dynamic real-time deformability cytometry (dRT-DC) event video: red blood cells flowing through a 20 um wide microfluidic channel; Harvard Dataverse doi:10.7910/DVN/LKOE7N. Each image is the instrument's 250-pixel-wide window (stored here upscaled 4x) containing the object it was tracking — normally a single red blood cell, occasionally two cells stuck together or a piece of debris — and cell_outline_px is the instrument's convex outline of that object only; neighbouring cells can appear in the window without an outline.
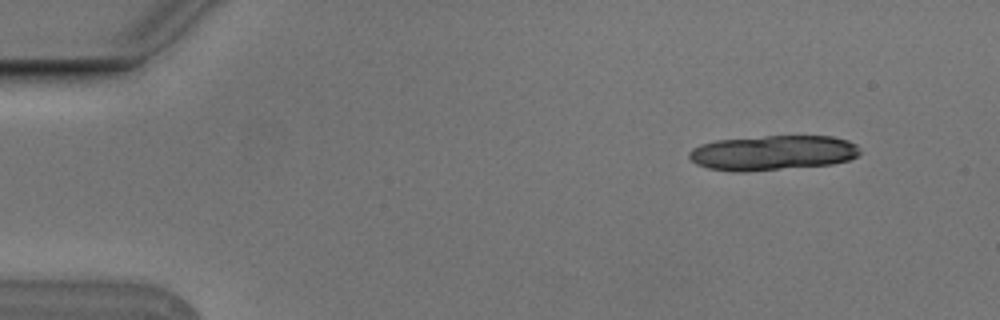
{"species": "Egyptian fruit bat (a non-hibernating species)", "species_latin": "Rousettus aegyptiacus", "temperature_condition": "cold", "stored_images_in_passage": 4, "camera_frame_rate_fps": 3000, "um_per_image_px": 0.085, "animal": {"sex": "male"}, "frame": {"image": 1, "passage_image": 1, "time_ms": 0.0, "image_size_px": [1000, 320], "cell_outline_px": [[860, 152], [856, 156], [848, 160], [832, 164], [744, 172], [736, 172], [708, 168], [696, 164], [688, 156], [688, 152], [692, 148], [700, 144], [716, 140], [764, 136], [832, 136], [848, 140], [856, 144], [860, 148]], "centroid_in_image_um": [65.66, 12.98], "position_along_channel_um": 19.3, "area_um2": 34.85}}
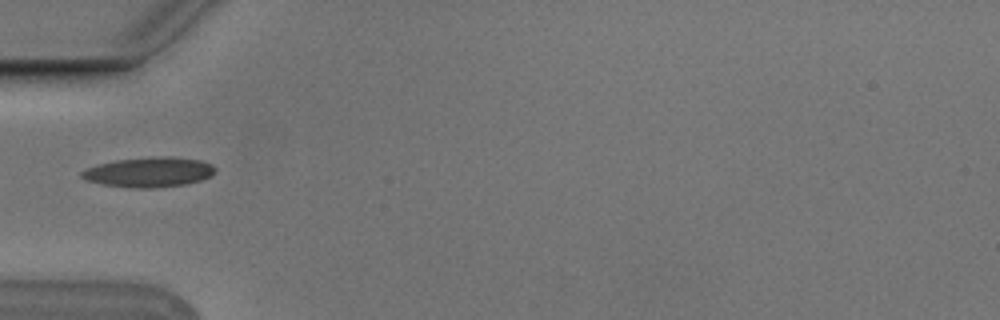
{"frame": {"image": 2, "passage_image": 4, "time_ms": 1.0, "image_size_px": [1000, 320], "cell_outline_px": [[216, 172], [212, 176], [200, 180], [184, 184], [152, 188], [132, 188], [100, 184], [84, 180], [80, 176], [80, 172], [84, 168], [116, 160], [152, 156], [172, 156], [200, 160], [212, 164], [216, 168]], "centroid_in_image_um": [12.65, 14.62], "position_along_channel_um": 72.3, "area_um2": 23.58}}